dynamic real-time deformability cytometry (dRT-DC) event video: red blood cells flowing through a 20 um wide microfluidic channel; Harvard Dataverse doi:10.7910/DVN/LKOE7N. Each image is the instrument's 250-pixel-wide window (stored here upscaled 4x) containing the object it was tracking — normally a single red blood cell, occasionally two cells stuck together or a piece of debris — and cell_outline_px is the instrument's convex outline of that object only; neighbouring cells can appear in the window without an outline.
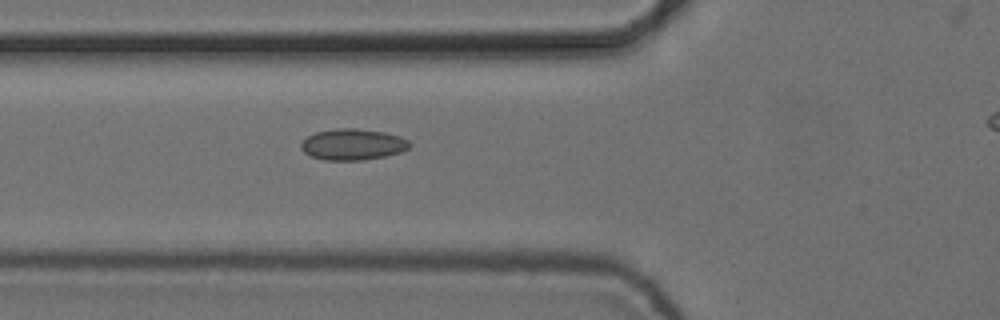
{"species": "common noctule bat (a hibernating species)", "species_latin": "Nyctalus noctula", "temperature_condition": "cold", "stored_images_in_passage": 6, "segment_of_instrument_passage": [1, 2], "camera_frame_rate_fps": 3000, "um_per_image_px": 0.085, "animal": {"sex": "female", "body_mass_g": 24.6, "forearm_length_mm": 56.2}, "frame": {"image": 1, "passage_image": 5, "time_ms": 1.333, "image_size_px": [1000, 320], "cell_outline_px": [[412, 144], [408, 148], [400, 152], [384, 156], [364, 160], [324, 160], [312, 156], [304, 152], [300, 148], [300, 144], [308, 136], [316, 132], [336, 128], [356, 128], [384, 132], [400, 136], [408, 140]], "centroid_in_image_um": [29.99, 12.27], "position_along_channel_um": 95.8, "area_um2": 19.71}}